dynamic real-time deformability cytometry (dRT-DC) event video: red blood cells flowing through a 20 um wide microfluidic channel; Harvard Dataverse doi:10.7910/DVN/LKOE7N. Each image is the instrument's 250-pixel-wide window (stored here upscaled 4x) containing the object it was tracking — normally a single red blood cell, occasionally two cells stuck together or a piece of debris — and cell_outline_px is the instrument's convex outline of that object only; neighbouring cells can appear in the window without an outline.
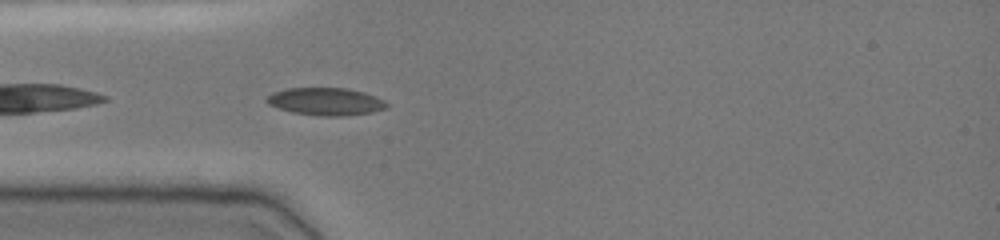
{"species": "common noctule bat (a hibernating species)", "species_latin": "Nyctalus noctula", "temperature_condition": "cold", "stored_images_in_passage": 33, "camera_frame_rate_fps": 3000, "um_per_image_px": 0.085, "animal": {"sex": "female", "body_mass_g": 19.0, "forearm_length_mm": 51.5}, "frame": {"image": 1, "passage_image": 2, "time_ms": 0.333, "image_size_px": [1000, 240], "cell_outline_px": [[388, 108], [372, 112], [344, 116], [320, 116], [292, 112], [268, 104], [264, 100], [272, 92], [288, 88], [348, 88], [364, 92], [376, 96], [384, 100], [388, 104]], "centroid_in_image_um": [27.71, 8.63], "position_along_channel_um": 57.3, "area_um2": 19.36}}
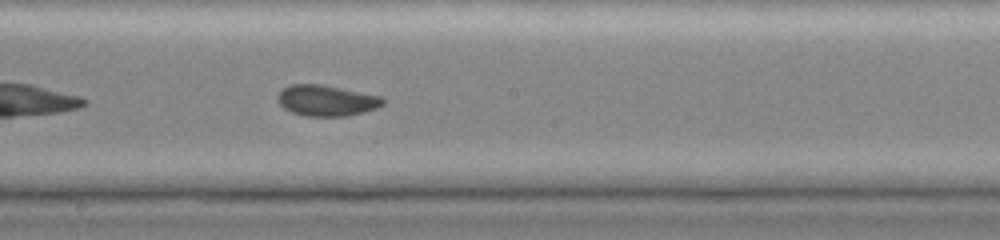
{"frame": {"image": 2, "passage_image": 15, "time_ms": 4.667, "image_size_px": [1000, 240], "cell_outline_px": [[384, 104], [376, 108], [364, 112], [348, 116], [304, 116], [292, 112], [284, 108], [276, 100], [276, 96], [284, 88], [292, 84], [320, 84], [380, 96], [384, 100]], "centroid_in_image_um": [27.73, 8.55], "position_along_channel_um": 220.5, "area_um2": 18.84}}
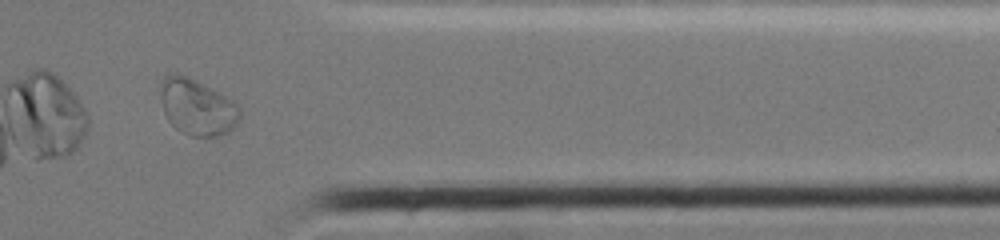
{"frame": {"image": 3, "passage_image": 29, "time_ms": 9.333, "image_size_px": [1000, 240], "cell_outline_px": [[240, 120], [228, 132], [220, 136], [192, 136], [176, 128], [168, 120], [164, 112], [160, 100], [160, 80], [164, 76], [176, 72], [188, 76], [228, 96], [240, 108]], "centroid_in_image_um": [16.75, 9.07], "position_along_channel_um": 394.7, "area_um2": 26.24}}